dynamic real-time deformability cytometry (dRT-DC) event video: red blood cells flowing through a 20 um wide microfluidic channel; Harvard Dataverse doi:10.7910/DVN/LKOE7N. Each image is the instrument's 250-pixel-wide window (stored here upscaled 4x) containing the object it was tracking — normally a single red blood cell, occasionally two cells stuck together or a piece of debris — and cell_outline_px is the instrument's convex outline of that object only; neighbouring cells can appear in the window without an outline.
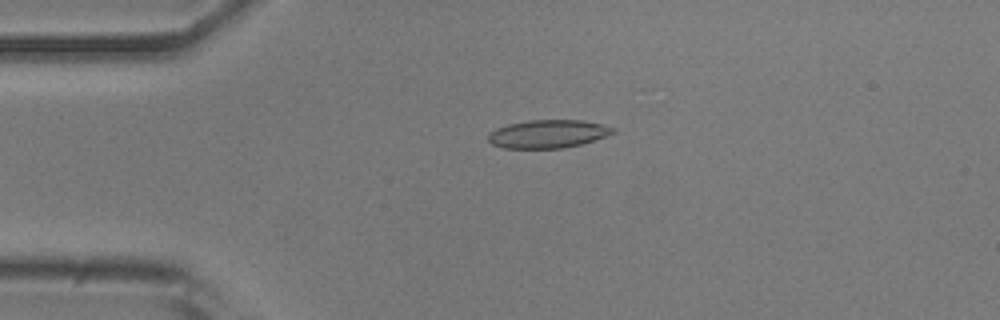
{"species": "common noctule bat (a hibernating species)", "species_latin": "Nyctalus noctula", "temperature_condition": "room temperature", "stored_images_in_passage": 27, "camera_frame_rate_fps": 3000, "um_per_image_px": 0.085, "animal": {"sex": "male", "body_mass_g": 20.5, "forearm_length_mm": 52.5}, "frame": {"image": 1, "passage_image": 12, "time_ms": 3.667, "image_size_px": [1000, 320], "cell_outline_px": [[616, 132], [580, 144], [564, 148], [504, 148], [492, 144], [488, 140], [488, 132], [496, 128], [508, 124], [528, 120], [584, 120], [616, 128]], "centroid_in_image_um": [46.54, 11.37], "position_along_channel_um": 38.5, "area_um2": 20.4}}
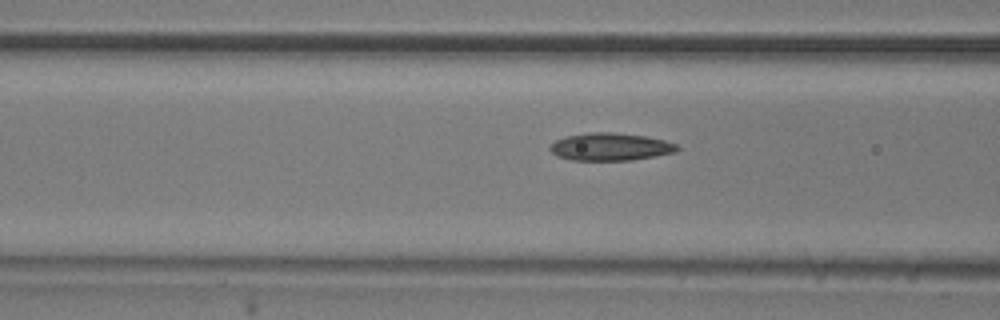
{"frame": {"image": 2, "passage_image": 20, "time_ms": 6.333, "image_size_px": [1000, 320], "cell_outline_px": [[680, 148], [676, 152], [656, 156], [632, 160], [572, 160], [556, 156], [548, 148], [556, 140], [564, 136], [592, 132], [612, 132], [644, 136], [664, 140], [676, 144]], "centroid_in_image_um": [51.87, 12.48], "position_along_channel_um": 114.7, "area_um2": 20.46}}
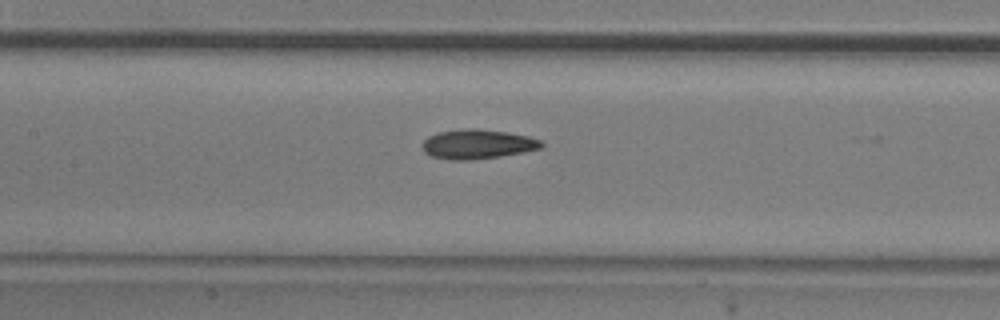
{"frame": {"image": 3, "passage_image": 24, "time_ms": 7.667, "image_size_px": [1000, 320], "cell_outline_px": [[544, 148], [524, 152], [500, 156], [468, 160], [452, 160], [432, 156], [424, 152], [424, 140], [428, 136], [436, 132], [464, 128], [476, 128], [508, 132], [528, 136], [544, 140]], "centroid_in_image_um": [40.64, 12.24], "position_along_channel_um": 166.8, "area_um2": 20.63}}